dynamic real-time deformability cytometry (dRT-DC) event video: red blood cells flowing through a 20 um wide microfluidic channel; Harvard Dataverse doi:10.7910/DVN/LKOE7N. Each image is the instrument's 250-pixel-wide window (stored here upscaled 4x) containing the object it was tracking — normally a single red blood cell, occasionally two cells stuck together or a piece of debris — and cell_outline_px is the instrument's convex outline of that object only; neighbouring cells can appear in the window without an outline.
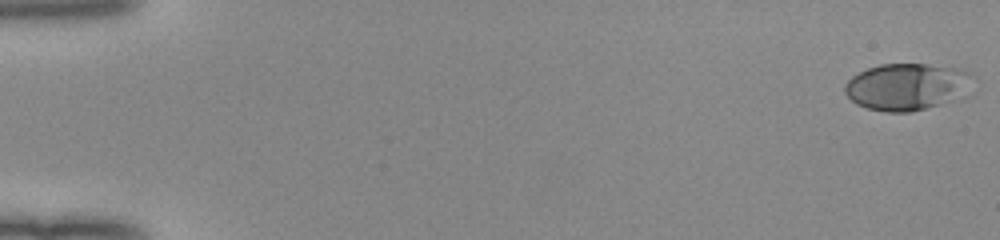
{"species": "human", "species_latin": "Homo sapiens", "temperature_condition": "room temperature", "stored_images_in_passage": 52, "camera_frame_rate_fps": 3000, "um_per_image_px": 0.085, "donor": {"sex": "female"}, "frame": {"image": 1, "passage_image": 1, "time_ms": 0.0, "image_size_px": [1000, 240], "cell_outline_px": [[968, 72], [936, 104], [912, 112], [884, 112], [868, 108], [856, 104], [844, 92], [844, 84], [852, 76], [868, 68], [880, 64], [924, 64], [956, 68]], "centroid_in_image_um": [76.65, 7.35], "position_along_channel_um": 8.3, "area_um2": 31.79}}
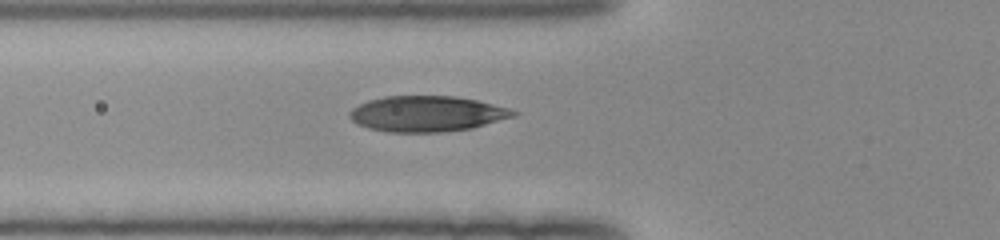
{"frame": {"image": 2, "passage_image": 20, "time_ms": 6.333, "image_size_px": [1000, 240], "cell_outline_px": [[520, 112], [516, 116], [472, 128], [440, 132], [388, 132], [368, 128], [356, 124], [348, 116], [348, 112], [352, 108], [368, 100], [384, 96], [456, 96], [476, 100], [508, 108]], "centroid_in_image_um": [36.27, 9.67], "position_along_channel_um": 89.5, "area_um2": 34.16}}
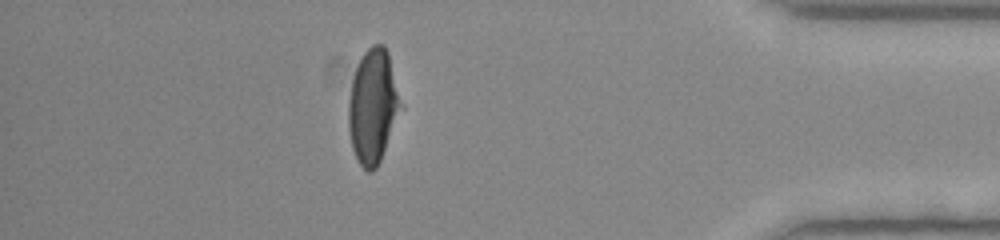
{"frame": {"image": 3, "passage_image": 46, "time_ms": 15.0, "image_size_px": [1000, 240], "cell_outline_px": [[404, 108], [380, 160], [376, 168], [372, 172], [368, 172], [356, 160], [352, 148], [348, 128], [348, 100], [352, 80], [356, 68], [364, 52], [372, 44], [384, 44], [388, 52], [404, 104]], "centroid_in_image_um": [31.73, 9.04], "position_along_channel_um": 403.5, "area_um2": 35.49}, "authors_computed_cell_mechanics": {"area_um2": 33.8419, "velocity_mm_per_s": 4.0345, "shape_relaxation_time_tau1_ms": 4.1388, "shape_relaxation_time_tau2_ms": null, "deformation_change_tau1": 0.2019, "deformation_change_tau2": null}}